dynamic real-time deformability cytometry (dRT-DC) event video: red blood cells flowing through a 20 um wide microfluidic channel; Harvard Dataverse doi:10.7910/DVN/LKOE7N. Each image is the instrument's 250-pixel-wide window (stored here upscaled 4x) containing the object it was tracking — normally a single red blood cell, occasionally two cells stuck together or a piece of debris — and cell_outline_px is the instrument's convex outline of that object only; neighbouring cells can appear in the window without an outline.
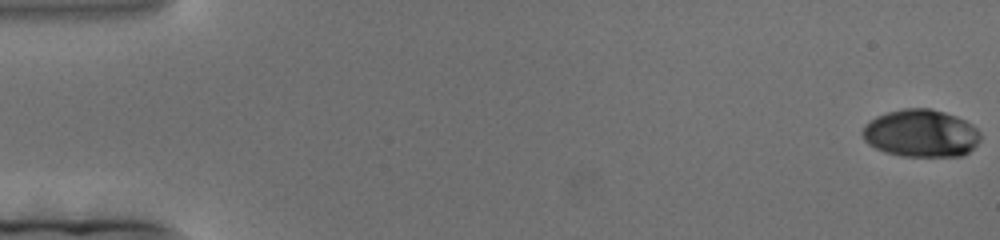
{"species": "human", "species_latin": "Homo sapiens", "temperature_condition": "cold", "stored_images_in_passage": 198, "camera_frame_rate_fps": 3000, "um_per_image_px": 0.085, "donor": {"sex": "female"}, "frame": {"image": 1, "passage_image": 1, "time_ms": 0.0, "image_size_px": [1000, 240], "cell_outline_px": [[980, 140], [964, 156], [900, 156], [884, 152], [868, 144], [864, 140], [860, 132], [864, 124], [876, 116], [888, 112], [904, 108], [928, 108], [944, 112], [956, 116], [972, 124], [980, 132]], "centroid_in_image_um": [78.25, 11.33], "position_along_channel_um": 6.8, "area_um2": 32.89}}
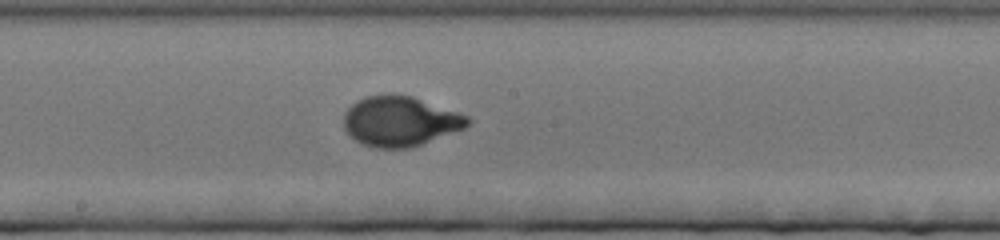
{"frame": {"image": 2, "passage_image": 108, "time_ms": 35.667, "image_size_px": [1000, 240], "cell_outline_px": [[472, 120], [464, 128], [420, 144], [408, 148], [372, 148], [348, 136], [344, 128], [344, 112], [356, 100], [364, 96], [392, 92], [412, 96], [468, 116]], "centroid_in_image_um": [33.95, 10.28], "position_along_channel_um": 214.3, "area_um2": 36.24}}
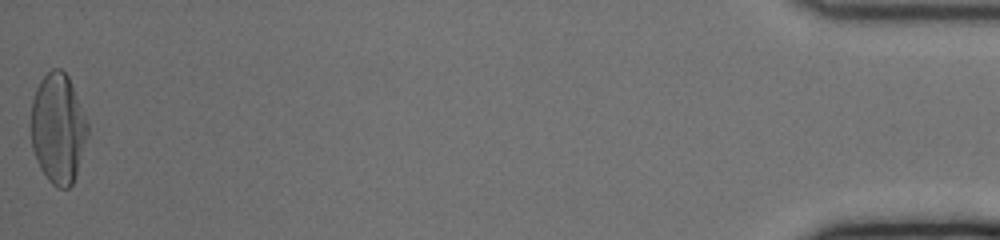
{"frame": {"image": 3, "passage_image": 197, "time_ms": 65.333, "image_size_px": [1000, 240], "cell_outline_px": [[88, 136], [76, 176], [72, 184], [68, 188], [60, 188], [52, 184], [48, 180], [40, 168], [36, 160], [32, 148], [28, 124], [32, 96], [40, 80], [52, 68], [60, 68], [68, 76], [88, 120]], "centroid_in_image_um": [4.9, 10.91], "position_along_channel_um": 430.3, "area_um2": 37.22}}